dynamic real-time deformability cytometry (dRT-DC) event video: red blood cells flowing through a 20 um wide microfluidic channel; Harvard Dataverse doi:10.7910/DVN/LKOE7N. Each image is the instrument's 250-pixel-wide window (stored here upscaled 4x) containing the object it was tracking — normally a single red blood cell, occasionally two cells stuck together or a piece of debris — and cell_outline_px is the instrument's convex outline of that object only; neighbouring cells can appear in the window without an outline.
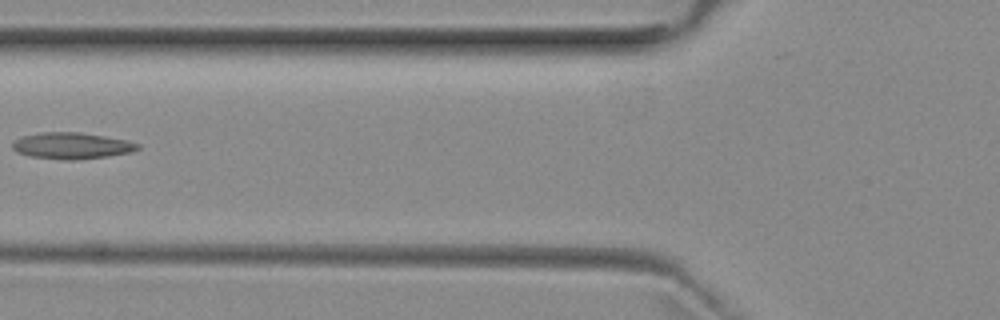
{"species": "common noctule bat (a hibernating species)", "species_latin": "Nyctalus noctula", "temperature_condition": "room temperature", "stored_images_in_passage": 2, "camera_frame_rate_fps": 3000, "um_per_image_px": 0.085, "animal": {"sex": "female", "body_mass_g": 29.2, "forearm_length_mm": 56.3}, "frame": {"image": 1, "passage_image": 2, "time_ms": 1.333, "image_size_px": [1000, 320], "cell_outline_px": [[140, 148], [132, 152], [108, 156], [76, 160], [64, 160], [28, 156], [16, 152], [12, 148], [12, 140], [24, 136], [40, 132], [80, 132], [128, 140], [140, 144]], "centroid_in_image_um": [6.08, 12.39], "position_along_channel_um": 119.7, "area_um2": 19.48}}